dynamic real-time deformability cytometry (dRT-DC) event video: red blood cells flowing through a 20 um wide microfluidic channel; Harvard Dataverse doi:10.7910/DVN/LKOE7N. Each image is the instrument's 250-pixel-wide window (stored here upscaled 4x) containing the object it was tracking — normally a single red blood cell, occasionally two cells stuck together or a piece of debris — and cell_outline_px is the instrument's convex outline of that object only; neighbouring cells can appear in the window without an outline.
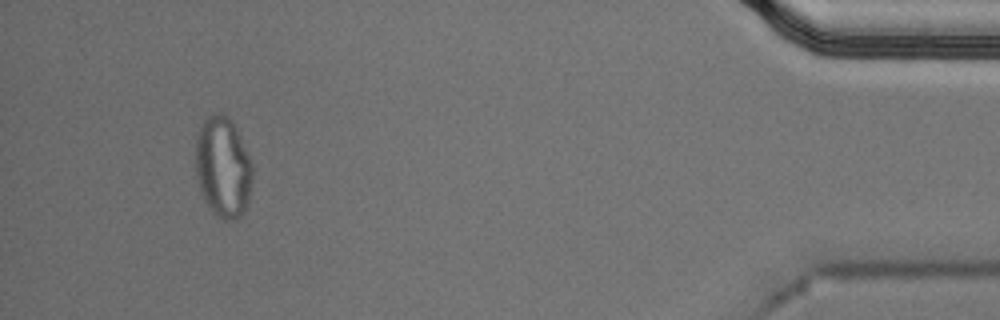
{"species": "Egyptian fruit bat (a non-hibernating species)", "species_latin": "Rousettus aegyptiacus", "temperature_condition": "cold", "stored_images_in_passage": 51, "segment_of_instrument_passage": [2, 2], "camera_frame_rate_fps": 3000, "um_per_image_px": 0.085, "animal": {"sex": "male"}, "frame": {"image": 1, "passage_image": 48, "time_ms": 15.667, "image_size_px": [1000, 320], "cell_outline_px": [[252, 188], [248, 208], [236, 220], [224, 220], [216, 216], [212, 212], [204, 200], [200, 192], [196, 176], [196, 136], [200, 124], [208, 116], [216, 112], [224, 112], [228, 116], [236, 128], [248, 152], [252, 164]], "centroid_in_image_um": [18.97, 14.23], "position_along_channel_um": 416.2, "area_um2": 34.22}}